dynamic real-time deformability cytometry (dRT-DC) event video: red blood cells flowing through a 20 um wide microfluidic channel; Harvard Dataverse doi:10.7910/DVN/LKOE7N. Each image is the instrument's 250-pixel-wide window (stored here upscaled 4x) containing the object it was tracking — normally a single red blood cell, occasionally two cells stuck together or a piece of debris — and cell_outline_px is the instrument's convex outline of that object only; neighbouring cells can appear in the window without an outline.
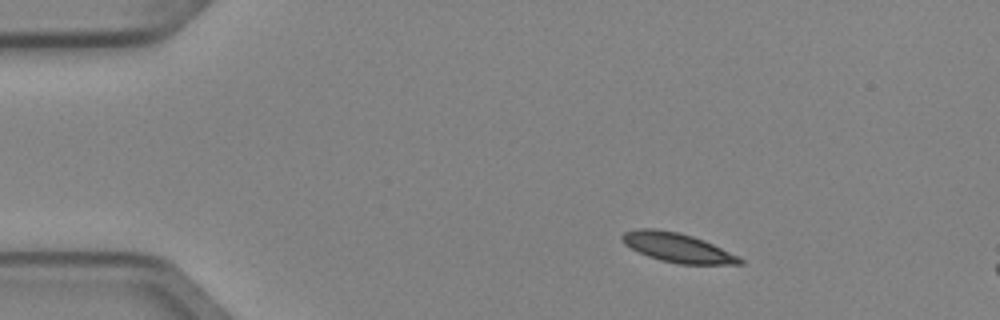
{"species": "Egyptian fruit bat (a non-hibernating species)", "species_latin": "Rousettus aegyptiacus", "temperature_condition": "cold", "stored_images_in_passage": 4, "camera_frame_rate_fps": 3000, "um_per_image_px": 0.085, "animal": {"sex": "female"}, "frame": {"image": 1, "passage_image": 1, "time_ms": 0.0, "image_size_px": [1000, 320], "cell_outline_px": [[744, 264], [680, 264], [660, 260], [648, 256], [624, 244], [620, 236], [624, 232], [636, 228], [656, 228], [676, 232], [692, 236], [704, 240], [740, 256], [744, 260]], "centroid_in_image_um": [57.59, 21.04], "position_along_channel_um": 27.4, "area_um2": 20.06}}